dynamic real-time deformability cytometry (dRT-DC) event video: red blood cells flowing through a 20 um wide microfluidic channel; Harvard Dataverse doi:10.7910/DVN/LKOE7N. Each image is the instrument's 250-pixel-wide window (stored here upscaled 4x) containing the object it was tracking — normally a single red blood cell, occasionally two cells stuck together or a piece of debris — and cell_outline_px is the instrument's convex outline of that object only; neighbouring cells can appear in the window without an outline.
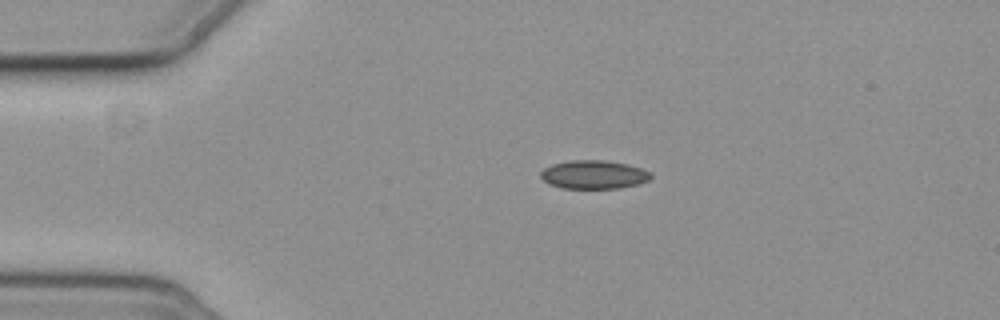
{"species": "common noctule bat (a hibernating species)", "species_latin": "Nyctalus noctula", "temperature_condition": "cold", "stored_images_in_passage": 7, "camera_frame_rate_fps": 3000, "um_per_image_px": 0.085, "animal": {"sex": "female", "body_mass_g": 19.3, "forearm_length_mm": 54.1}, "frame": {"image": 1, "passage_image": 4, "time_ms": 3.667, "image_size_px": [1000, 320], "cell_outline_px": [[652, 176], [648, 180], [636, 184], [620, 188], [564, 188], [552, 184], [544, 180], [540, 176], [540, 172], [544, 168], [552, 164], [568, 160], [604, 160], [628, 164], [652, 172]], "centroid_in_image_um": [50.48, 14.82], "position_along_channel_um": 34.5, "area_um2": 18.21}}
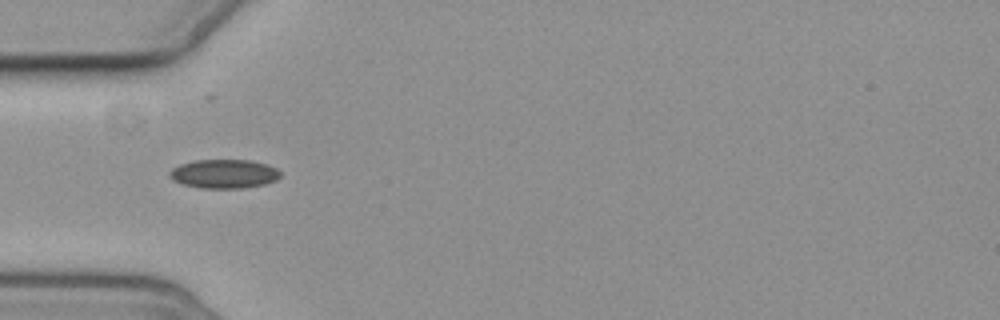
{"frame": {"image": 2, "passage_image": 6, "time_ms": 5.667, "image_size_px": [1000, 320], "cell_outline_px": [[280, 176], [276, 180], [264, 184], [240, 188], [204, 188], [184, 184], [172, 180], [168, 172], [172, 168], [180, 164], [196, 160], [252, 160], [268, 164], [276, 168], [280, 172]], "centroid_in_image_um": [19.05, 14.76], "position_along_channel_um": 66.0, "area_um2": 18.61}}
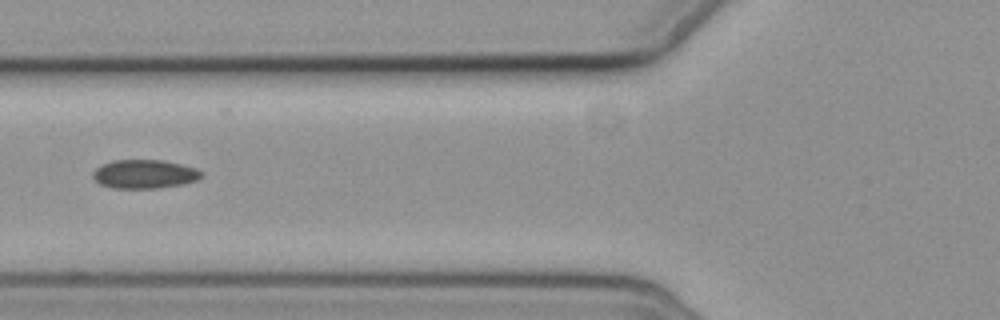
{"frame": {"image": 3, "passage_image": 7, "time_ms": 7.0, "image_size_px": [1000, 320], "cell_outline_px": [[204, 176], [196, 180], [180, 184], [156, 188], [112, 188], [100, 184], [92, 176], [92, 172], [96, 168], [112, 160], [160, 160], [180, 164], [196, 168], [204, 172]], "centroid_in_image_um": [12.28, 14.79], "position_along_channel_um": 113.5, "area_um2": 18.09}}